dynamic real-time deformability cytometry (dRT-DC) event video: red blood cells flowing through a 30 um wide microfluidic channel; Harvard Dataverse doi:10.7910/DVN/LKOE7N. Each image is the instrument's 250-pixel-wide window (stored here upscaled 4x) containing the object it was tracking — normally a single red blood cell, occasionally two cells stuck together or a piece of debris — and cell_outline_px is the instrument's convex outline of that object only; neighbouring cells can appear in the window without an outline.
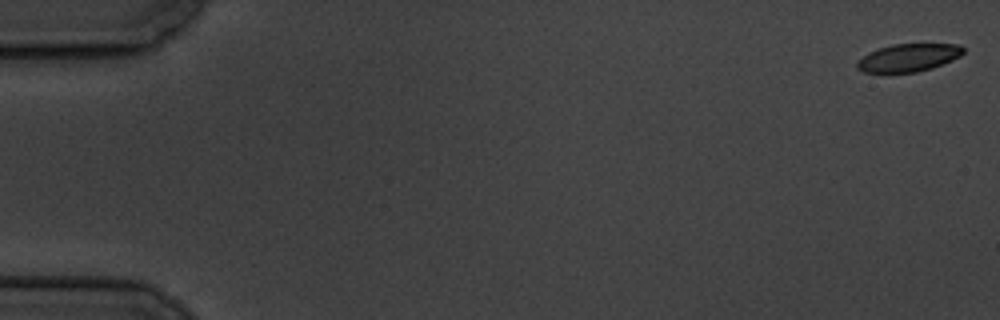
{"species": "common noctule bat (a hibernating species)", "species_latin": "Nyctalus noctula", "temperature_condition": "cold", "stored_images_in_passage": 12, "camera_frame_rate_fps": 3000, "um_per_image_px": 0.085, "animal": {"sex": "male", "body_mass_g": 19.5, "forearm_length_mm": 54.6}, "frame": {"image": 1, "passage_image": 1, "time_ms": 0.0, "image_size_px": [1000, 320], "cell_outline_px": [[964, 52], [960, 56], [952, 60], [932, 68], [916, 72], [864, 72], [856, 68], [856, 64], [868, 52], [892, 44], [960, 44], [964, 48]], "centroid_in_image_um": [77.24, 4.89], "position_along_channel_um": 7.8, "area_um2": 17.05}}